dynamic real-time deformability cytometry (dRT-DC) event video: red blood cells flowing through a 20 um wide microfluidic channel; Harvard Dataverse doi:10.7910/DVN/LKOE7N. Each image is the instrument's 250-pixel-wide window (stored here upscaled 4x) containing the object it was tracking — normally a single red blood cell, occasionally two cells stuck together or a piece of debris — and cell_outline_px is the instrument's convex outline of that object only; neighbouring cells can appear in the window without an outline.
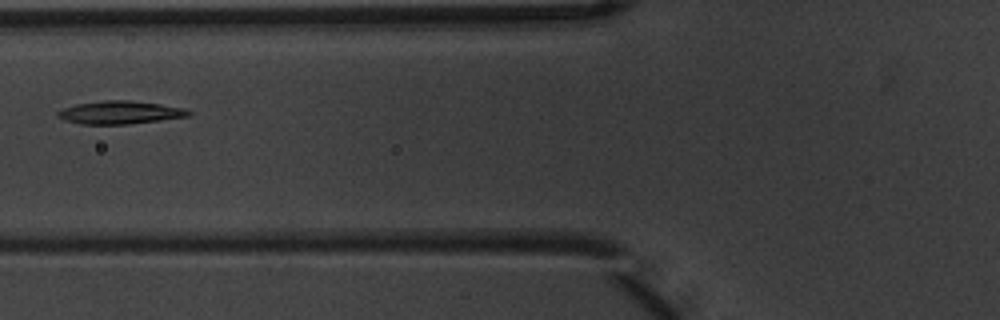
{"species": "common noctule bat (a hibernating species)", "species_latin": "Nyctalus noctula", "temperature_condition": "warm", "stored_images_in_passage": 3, "camera_frame_rate_fps": 3000, "um_per_image_px": 0.085, "animal": {"sex": "male", "body_mass_g": 20.1, "forearm_length_mm": 53.5}, "frame": {"image": 1, "passage_image": 3, "time_ms": 0.667, "image_size_px": [1000, 320], "cell_outline_px": [[192, 112], [188, 116], [160, 120], [128, 124], [80, 124], [64, 120], [56, 116], [56, 112], [64, 108], [76, 104], [104, 100], [132, 100], [188, 108]], "centroid_in_image_um": [10.2, 9.55], "position_along_channel_um": 115.6, "area_um2": 17.63}}